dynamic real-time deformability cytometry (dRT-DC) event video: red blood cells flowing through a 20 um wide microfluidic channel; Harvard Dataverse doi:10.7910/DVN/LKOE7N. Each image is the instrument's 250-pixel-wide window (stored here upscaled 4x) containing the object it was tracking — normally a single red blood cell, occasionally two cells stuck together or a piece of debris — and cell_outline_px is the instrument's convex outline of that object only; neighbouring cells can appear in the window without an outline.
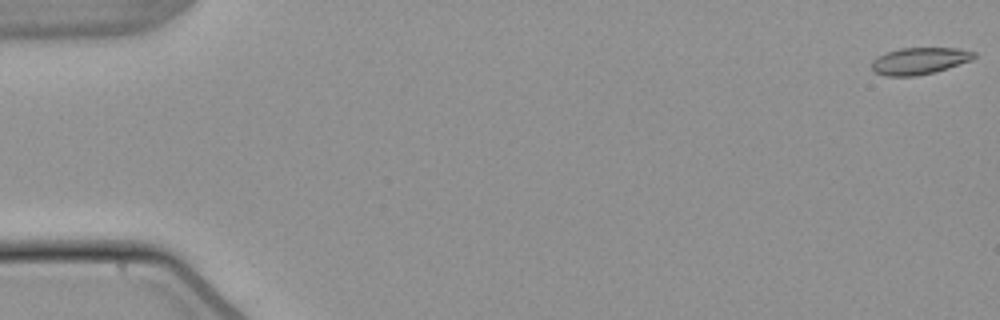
{"species": "common noctule bat (a hibernating species)", "species_latin": "Nyctalus noctula", "temperature_condition": "warm", "stored_images_in_passage": 54, "camera_frame_rate_fps": 3000, "um_per_image_px": 0.085, "animal": {"sex": "male", "body_mass_g": 21.5, "forearm_length_mm": 52.0}, "frame": {"image": 1, "passage_image": 1, "time_ms": 0.0, "image_size_px": [1000, 320], "cell_outline_px": [[976, 56], [972, 60], [948, 68], [916, 76], [884, 76], [876, 72], [872, 68], [872, 60], [876, 56], [884, 52], [900, 48], [956, 48], [976, 52]], "centroid_in_image_um": [78.13, 5.17], "position_along_channel_um": 6.9, "area_um2": 16.07}}
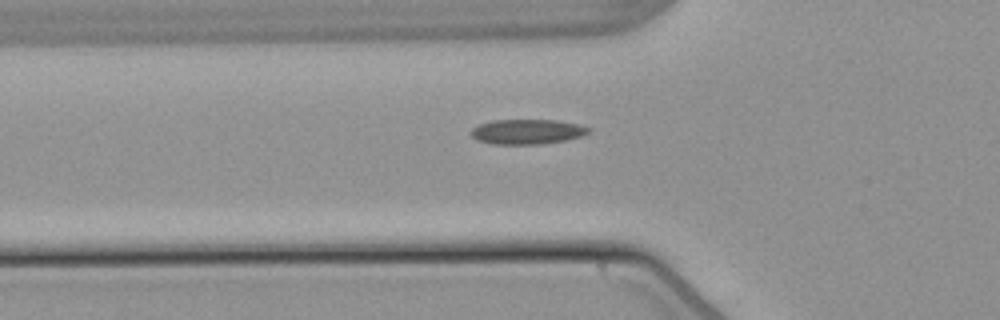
{"frame": {"image": 2, "passage_image": 19, "time_ms": 6.0, "image_size_px": [1000, 320], "cell_outline_px": [[592, 132], [580, 136], [564, 140], [540, 144], [492, 144], [476, 140], [468, 132], [472, 128], [480, 124], [492, 120], [556, 120], [580, 124], [592, 128]], "centroid_in_image_um": [44.81, 11.19], "position_along_channel_um": 81.0, "area_um2": 17.22}}
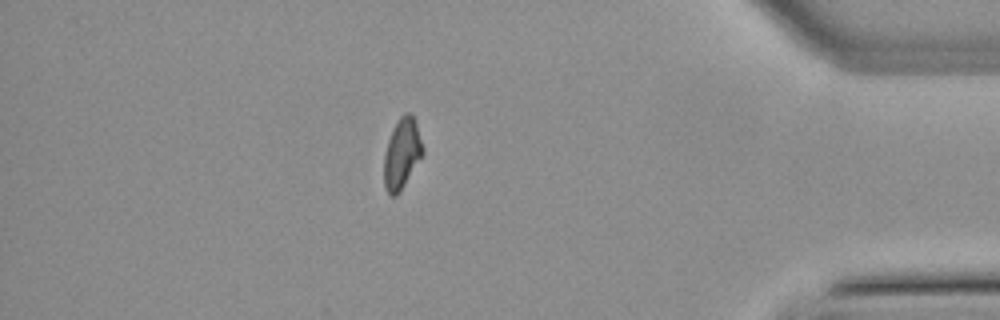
{"frame": {"image": 3, "passage_image": 47, "time_ms": 15.333, "image_size_px": [1000, 320], "cell_outline_px": [[424, 152], [400, 192], [396, 196], [392, 196], [384, 188], [384, 152], [392, 128], [396, 120], [404, 112], [412, 112], [424, 148]], "centroid_in_image_um": [34.15, 13.02], "position_along_channel_um": 401.1, "area_um2": 16.07}}